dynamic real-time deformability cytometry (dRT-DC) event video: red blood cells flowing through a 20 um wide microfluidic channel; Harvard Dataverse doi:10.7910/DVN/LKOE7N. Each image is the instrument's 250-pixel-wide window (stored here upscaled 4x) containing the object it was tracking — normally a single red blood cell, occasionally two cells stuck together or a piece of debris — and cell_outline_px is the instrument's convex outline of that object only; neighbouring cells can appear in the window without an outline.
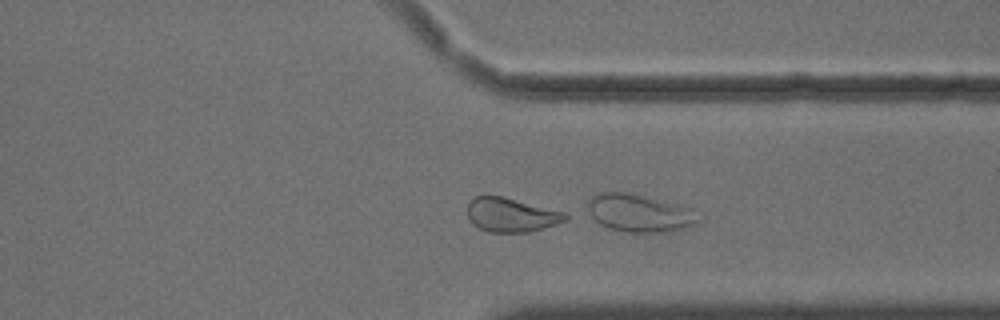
{"species": "common noctule bat (a hibernating species)", "species_latin": "Nyctalus noctula", "temperature_condition": "cold", "stored_images_in_passage": 44, "camera_frame_rate_fps": 3000, "um_per_image_px": 0.085, "animal": {"sex": "male", "body_mass_g": 18.8}, "frame": {"image": 1, "passage_image": 32, "time_ms": 10.333, "image_size_px": [1000, 320], "cell_outline_px": [[568, 220], [544, 228], [528, 232], [488, 232], [472, 224], [468, 220], [468, 200], [476, 196], [504, 196], [564, 212], [568, 216]], "centroid_in_image_um": [43.43, 18.26], "position_along_channel_um": 368.0, "area_um2": 19.54}}